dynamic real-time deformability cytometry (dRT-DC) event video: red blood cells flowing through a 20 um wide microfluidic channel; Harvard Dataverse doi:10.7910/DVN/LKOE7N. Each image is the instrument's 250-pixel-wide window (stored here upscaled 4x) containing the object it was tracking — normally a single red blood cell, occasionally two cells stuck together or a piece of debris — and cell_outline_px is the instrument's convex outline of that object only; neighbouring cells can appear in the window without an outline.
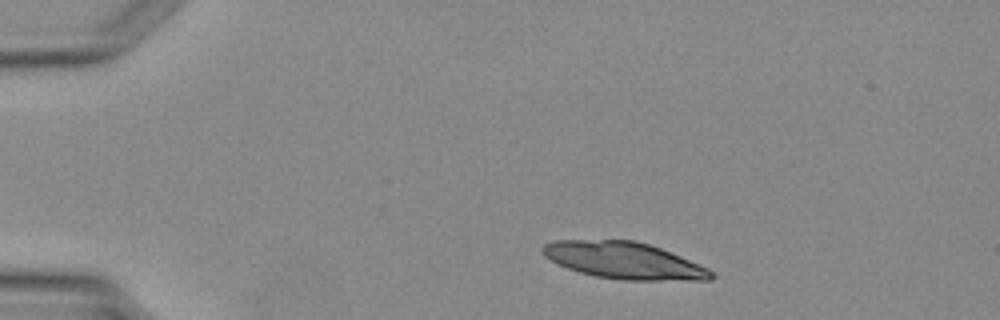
{"species": "Egyptian fruit bat (a non-hibernating species)", "species_latin": "Rousettus aegyptiacus", "temperature_condition": "warm", "stored_images_in_passage": 2, "camera_frame_rate_fps": 3000, "um_per_image_px": 0.085, "animal": {"sex": "female"}, "frame": {"image": 1, "passage_image": 1, "time_ms": 0.0, "image_size_px": [1000, 320], "cell_outline_px": [[716, 276], [712, 280], [624, 280], [596, 276], [580, 272], [568, 268], [544, 256], [540, 252], [540, 248], [544, 244], [552, 240], [636, 240], [660, 248], [680, 256], [708, 268]], "centroid_in_image_um": [53.03, 22.14], "position_along_channel_um": 32.0, "area_um2": 35.95}}